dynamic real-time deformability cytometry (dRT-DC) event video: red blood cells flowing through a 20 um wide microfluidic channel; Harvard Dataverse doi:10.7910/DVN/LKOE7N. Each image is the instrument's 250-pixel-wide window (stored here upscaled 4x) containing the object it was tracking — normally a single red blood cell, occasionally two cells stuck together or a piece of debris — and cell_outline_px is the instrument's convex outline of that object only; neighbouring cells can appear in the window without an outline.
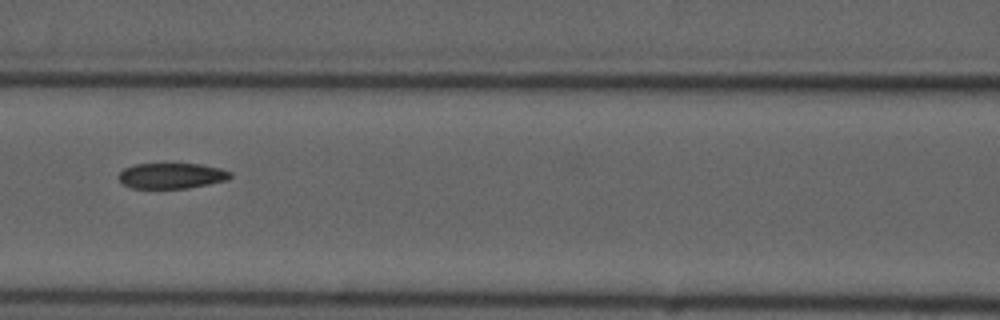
{"species": "common noctule bat (a hibernating species)", "species_latin": "Nyctalus noctula", "temperature_condition": "cold", "stored_images_in_passage": 4, "camera_frame_rate_fps": 3000, "um_per_image_px": 0.085, "animal": {"sex": "male", "forearm_length_mm": 52.5}, "frame": {"image": 1, "passage_image": 4, "time_ms": 3.333, "image_size_px": [1000, 320], "cell_outline_px": [[232, 176], [228, 180], [188, 188], [132, 188], [124, 184], [120, 180], [120, 172], [124, 168], [136, 164], [200, 164], [220, 168], [232, 172]], "centroid_in_image_um": [14.63, 14.94], "position_along_channel_um": 152.0, "area_um2": 16.53}}